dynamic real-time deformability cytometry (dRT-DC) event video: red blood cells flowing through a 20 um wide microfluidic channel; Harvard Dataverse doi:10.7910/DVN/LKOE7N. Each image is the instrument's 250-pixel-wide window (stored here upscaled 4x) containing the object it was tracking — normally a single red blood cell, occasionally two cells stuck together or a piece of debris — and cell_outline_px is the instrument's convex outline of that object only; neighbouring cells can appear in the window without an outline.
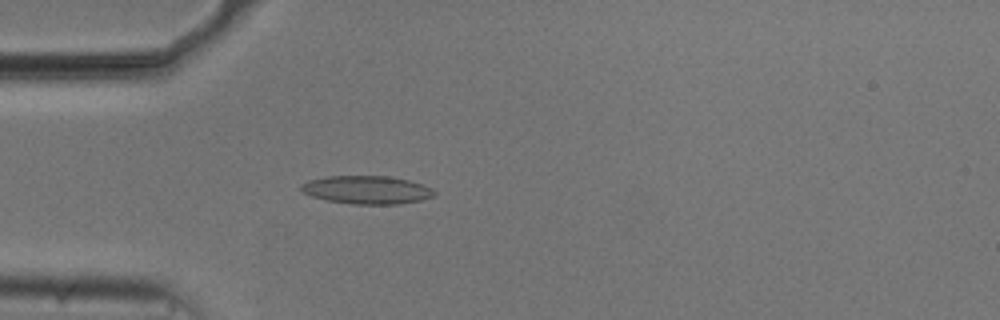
{"species": "common noctule bat (a hibernating species)", "species_latin": "Nyctalus noctula", "temperature_condition": "cold", "stored_images_in_passage": 53, "camera_frame_rate_fps": 3000, "um_per_image_px": 0.085, "animal": {"sex": "male", "body_mass_g": 20.5, "forearm_length_mm": 52.5}, "frame": {"image": 1, "passage_image": 15, "time_ms": 4.667, "image_size_px": [1000, 320], "cell_outline_px": [[436, 196], [420, 200], [400, 204], [352, 204], [328, 200], [312, 196], [300, 192], [300, 184], [308, 180], [324, 176], [388, 176], [408, 180], [432, 188], [436, 192]], "centroid_in_image_um": [31.15, 16.13], "position_along_channel_um": 53.8, "area_um2": 21.96}}
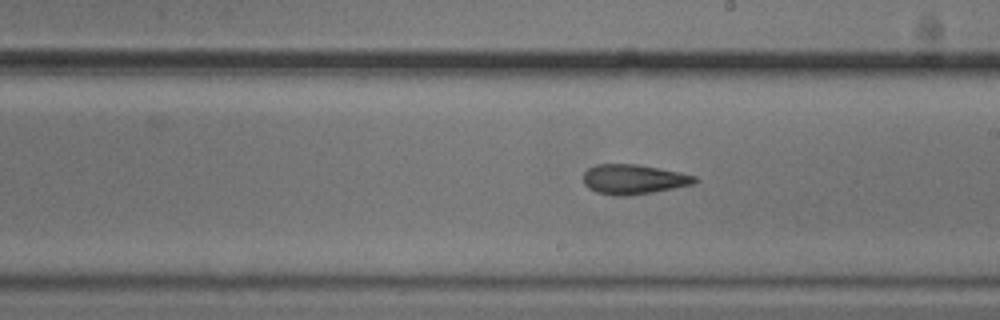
{"frame": {"image": 2, "passage_image": 30, "time_ms": 9.667, "image_size_px": [1000, 320], "cell_outline_px": [[700, 180], [692, 184], [652, 192], [624, 196], [612, 196], [596, 192], [588, 188], [584, 184], [584, 172], [588, 168], [596, 164], [636, 164], [680, 172], [696, 176]], "centroid_in_image_um": [53.83, 15.24], "position_along_channel_um": 235.2, "area_um2": 19.31}}
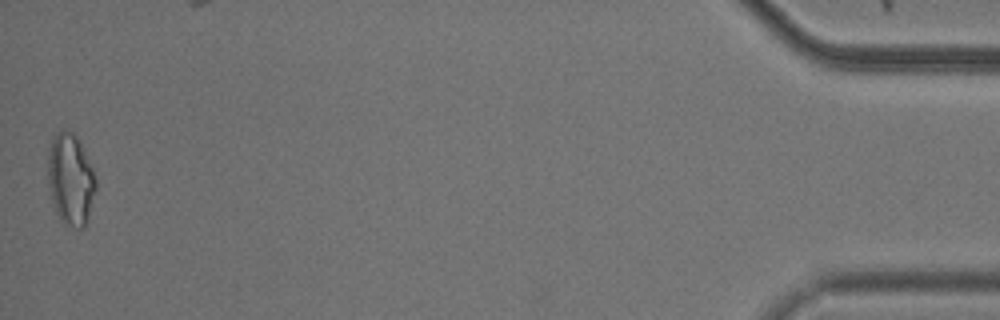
{"frame": {"image": 3, "passage_image": 53, "time_ms": 17.333, "image_size_px": [1000, 320], "cell_outline_px": [[96, 188], [88, 216], [84, 228], [76, 228], [64, 224], [60, 220], [56, 212], [52, 200], [48, 184], [48, 156], [52, 136], [56, 132], [64, 128], [72, 132], [80, 140], [84, 148], [92, 168], [96, 180]], "centroid_in_image_um": [5.99, 15.21], "position_along_channel_um": 429.2, "area_um2": 25.72}, "authors_computed_cell_mechanics": {"area_um2": 20.3456, "velocity_mm_per_s": 3.7465, "shape_relaxation_time_tau1_ms": null, "shape_relaxation_time_tau2_ms": 4.8674, "deformation_change_tau1": null, "deformation_change_tau2": 0.1347}}